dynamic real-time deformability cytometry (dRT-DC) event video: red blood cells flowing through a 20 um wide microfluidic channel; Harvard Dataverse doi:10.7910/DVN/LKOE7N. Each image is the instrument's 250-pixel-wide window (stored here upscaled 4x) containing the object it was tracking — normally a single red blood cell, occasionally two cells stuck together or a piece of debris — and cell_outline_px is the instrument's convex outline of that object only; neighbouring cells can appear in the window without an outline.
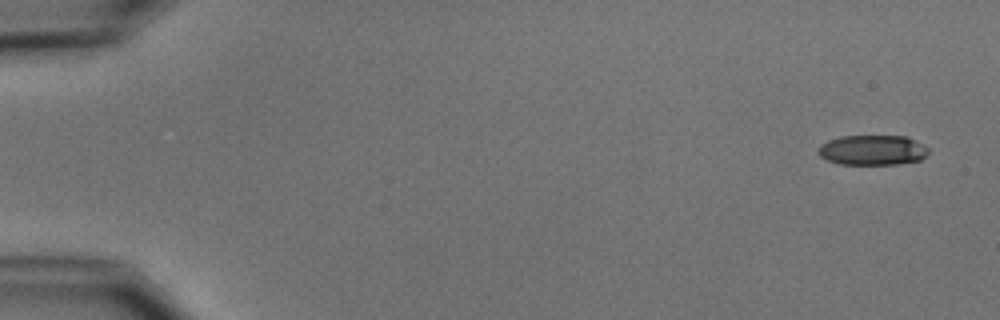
{"species": "common noctule bat (a hibernating species)", "species_latin": "Nyctalus noctula", "temperature_condition": "cold", "stored_images_in_passage": 4, "camera_frame_rate_fps": 3000, "um_per_image_px": 0.085, "animal": {"sex": "male", "body_mass_g": 15.6}, "frame": {"image": 1, "passage_image": 1, "time_ms": 0.0, "image_size_px": [1000, 320], "cell_outline_px": [[928, 152], [920, 160], [896, 164], [840, 164], [828, 160], [820, 156], [816, 152], [816, 148], [820, 144], [828, 140], [840, 136], [908, 136], [928, 148]], "centroid_in_image_um": [74.11, 12.75], "position_along_channel_um": 10.9, "area_um2": 19.36}}
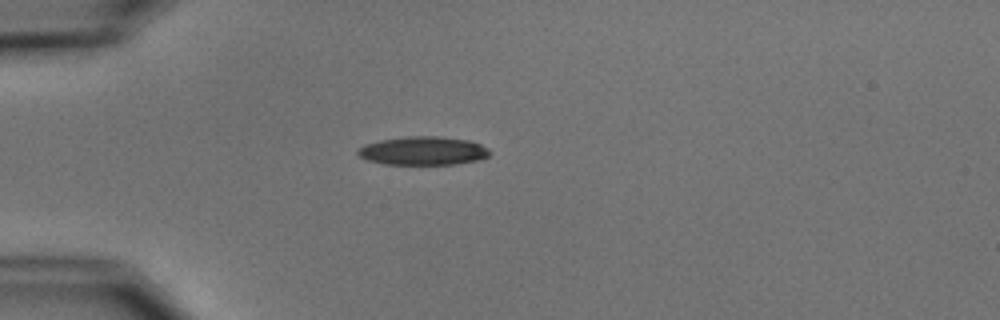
{"frame": {"image": 2, "passage_image": 4, "time_ms": 4.333, "image_size_px": [1000, 320], "cell_outline_px": [[492, 152], [488, 156], [480, 160], [456, 164], [384, 164], [368, 160], [360, 156], [356, 152], [356, 148], [364, 144], [380, 140], [408, 136], [436, 136], [468, 140], [480, 144], [488, 148]], "centroid_in_image_um": [35.96, 12.82], "position_along_channel_um": 49.0, "area_um2": 22.02}}